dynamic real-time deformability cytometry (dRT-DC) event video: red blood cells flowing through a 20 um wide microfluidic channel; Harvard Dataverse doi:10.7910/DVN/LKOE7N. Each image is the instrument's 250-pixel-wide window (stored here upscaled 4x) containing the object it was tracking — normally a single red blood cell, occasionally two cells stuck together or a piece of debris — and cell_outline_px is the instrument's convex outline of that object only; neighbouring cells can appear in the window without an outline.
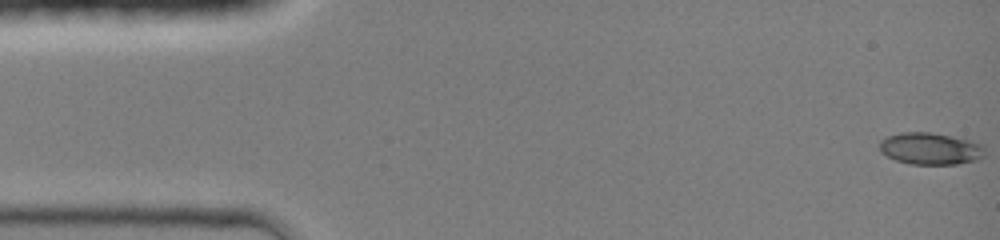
{"species": "common noctule bat (a hibernating species)", "species_latin": "Nyctalus noctula", "temperature_condition": "room temperature", "stored_images_in_passage": 45, "camera_frame_rate_fps": 3000, "um_per_image_px": 0.085, "animal": {"sex": "female", "body_mass_g": 19.0, "forearm_length_mm": 51.5}, "frame": {"image": 1, "passage_image": 1, "time_ms": 0.0, "image_size_px": [1000, 240], "cell_outline_px": [[984, 156], [976, 160], [956, 164], [908, 164], [896, 160], [880, 152], [880, 140], [888, 136], [900, 132], [932, 132], [972, 140], [980, 144], [984, 148]], "centroid_in_image_um": [79.08, 12.62], "position_along_channel_um": 5.9, "area_um2": 19.65}}
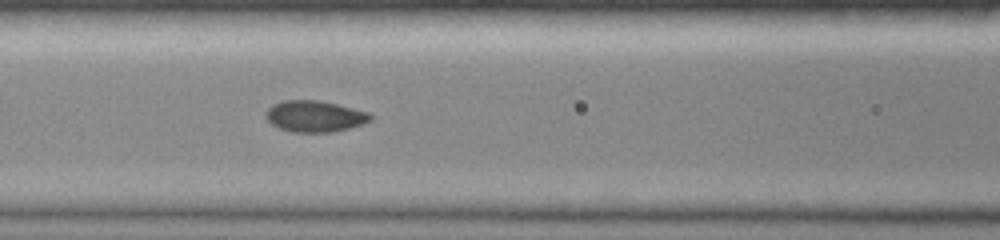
{"frame": {"image": 2, "passage_image": 19, "time_ms": 6.0, "image_size_px": [1000, 240], "cell_outline_px": [[372, 120], [348, 128], [332, 132], [292, 132], [280, 128], [272, 124], [264, 116], [268, 108], [272, 104], [284, 100], [320, 100], [368, 112], [372, 116]], "centroid_in_image_um": [26.72, 9.88], "position_along_channel_um": 139.9, "area_um2": 18.96}}
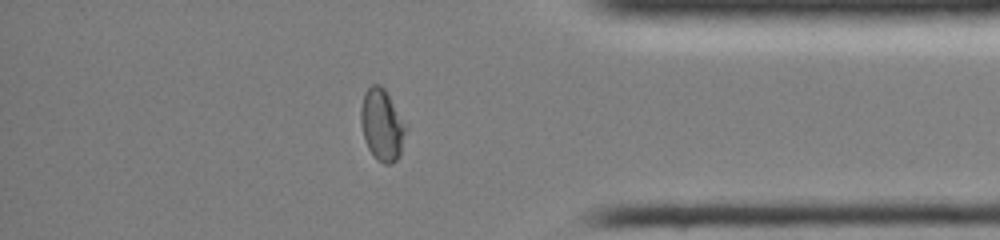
{"frame": {"image": 3, "passage_image": 38, "time_ms": 12.333, "image_size_px": [1000, 240], "cell_outline_px": [[408, 128], [400, 152], [396, 160], [392, 164], [384, 164], [376, 160], [368, 148], [364, 140], [360, 120], [360, 108], [364, 92], [372, 84], [380, 84], [384, 88], [408, 124]], "centroid_in_image_um": [32.48, 10.61], "position_along_channel_um": 402.7, "area_um2": 19.25}}